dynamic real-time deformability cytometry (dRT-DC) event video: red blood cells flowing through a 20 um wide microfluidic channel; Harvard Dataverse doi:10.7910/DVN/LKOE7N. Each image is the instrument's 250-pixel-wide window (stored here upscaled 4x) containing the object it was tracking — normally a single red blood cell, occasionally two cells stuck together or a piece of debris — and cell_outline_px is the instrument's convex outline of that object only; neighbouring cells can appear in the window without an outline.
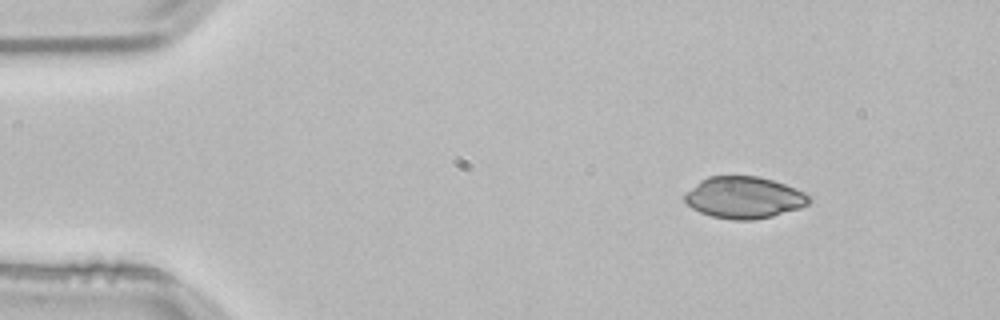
{"species": "common noctule bat (a hibernating species)", "species_latin": "Nyctalus noctula", "temperature_condition": "room temperature", "stored_images_in_passage": 47, "camera_frame_rate_fps": 3000, "um_per_image_px": 0.085, "animal": {"sex": "male", "body_mass_g": 21.5, "forearm_length_mm": 52.0}, "frame": {"image": 1, "passage_image": 1, "time_ms": 0.0, "image_size_px": [1000, 320], "cell_outline_px": [[812, 200], [808, 204], [800, 208], [772, 216], [752, 220], [732, 220], [712, 216], [700, 212], [692, 208], [684, 200], [684, 196], [700, 180], [708, 176], [756, 176], [772, 180], [784, 184], [804, 192]], "centroid_in_image_um": [63.25, 16.79], "position_along_channel_um": 21.8, "area_um2": 30.0}}
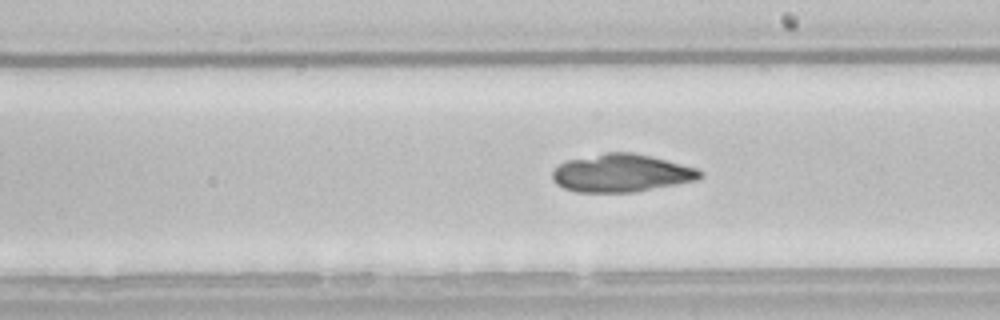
{"frame": {"image": 2, "passage_image": 24, "time_ms": 7.667, "image_size_px": [1000, 320], "cell_outline_px": [[704, 176], [696, 180], [636, 192], [576, 192], [564, 188], [556, 184], [552, 180], [552, 172], [560, 164], [568, 160], [604, 152], [632, 152], [700, 168], [704, 172]], "centroid_in_image_um": [52.84, 14.71], "position_along_channel_um": 236.2, "area_um2": 32.71}}
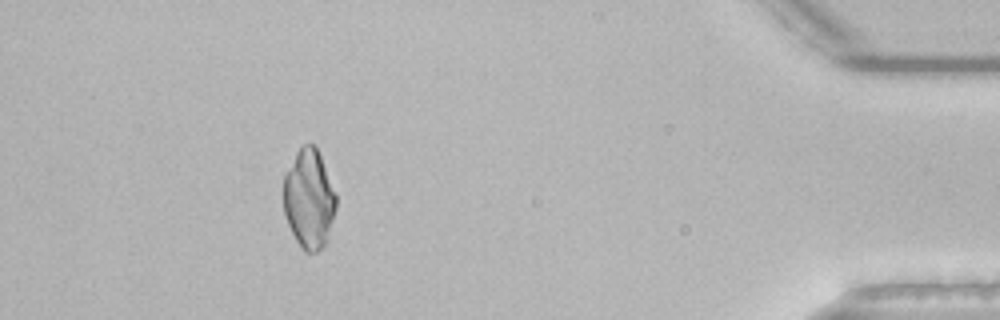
{"frame": {"image": 3, "passage_image": 42, "time_ms": 13.667, "image_size_px": [1000, 320], "cell_outline_px": [[336, 208], [328, 240], [316, 252], [304, 252], [296, 240], [284, 216], [284, 176], [296, 152], [304, 144], [316, 144], [336, 196]], "centroid_in_image_um": [26.27, 16.92], "position_along_channel_um": 408.9, "area_um2": 30.29}}